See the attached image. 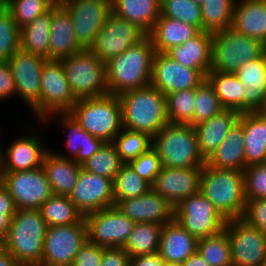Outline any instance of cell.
Here are the masks:
<instances>
[{
	"label": "cell",
	"instance_id": "6da1fadb",
	"mask_svg": "<svg viewBox=\"0 0 266 266\" xmlns=\"http://www.w3.org/2000/svg\"><path fill=\"white\" fill-rule=\"evenodd\" d=\"M155 48L147 35L106 64L109 94H120L150 85Z\"/></svg>",
	"mask_w": 266,
	"mask_h": 266
},
{
	"label": "cell",
	"instance_id": "7a4b0ae2",
	"mask_svg": "<svg viewBox=\"0 0 266 266\" xmlns=\"http://www.w3.org/2000/svg\"><path fill=\"white\" fill-rule=\"evenodd\" d=\"M123 128L154 137L169 123L166 95L152 85L119 95Z\"/></svg>",
	"mask_w": 266,
	"mask_h": 266
},
{
	"label": "cell",
	"instance_id": "3957f363",
	"mask_svg": "<svg viewBox=\"0 0 266 266\" xmlns=\"http://www.w3.org/2000/svg\"><path fill=\"white\" fill-rule=\"evenodd\" d=\"M47 229L39 209H18L1 245L21 266H41Z\"/></svg>",
	"mask_w": 266,
	"mask_h": 266
},
{
	"label": "cell",
	"instance_id": "277c9868",
	"mask_svg": "<svg viewBox=\"0 0 266 266\" xmlns=\"http://www.w3.org/2000/svg\"><path fill=\"white\" fill-rule=\"evenodd\" d=\"M199 192L227 219L241 218L246 204L244 173L210 167L202 168Z\"/></svg>",
	"mask_w": 266,
	"mask_h": 266
},
{
	"label": "cell",
	"instance_id": "5b68a950",
	"mask_svg": "<svg viewBox=\"0 0 266 266\" xmlns=\"http://www.w3.org/2000/svg\"><path fill=\"white\" fill-rule=\"evenodd\" d=\"M90 135L105 143L113 142L122 131V108L119 96L78 99L68 112Z\"/></svg>",
	"mask_w": 266,
	"mask_h": 266
},
{
	"label": "cell",
	"instance_id": "8992f818",
	"mask_svg": "<svg viewBox=\"0 0 266 266\" xmlns=\"http://www.w3.org/2000/svg\"><path fill=\"white\" fill-rule=\"evenodd\" d=\"M152 148L163 167H204L206 160L200 154L195 127L190 124L168 123L153 138Z\"/></svg>",
	"mask_w": 266,
	"mask_h": 266
},
{
	"label": "cell",
	"instance_id": "52a82bcc",
	"mask_svg": "<svg viewBox=\"0 0 266 266\" xmlns=\"http://www.w3.org/2000/svg\"><path fill=\"white\" fill-rule=\"evenodd\" d=\"M265 51L266 45L260 40L240 34L232 28L213 33L210 72L235 73Z\"/></svg>",
	"mask_w": 266,
	"mask_h": 266
},
{
	"label": "cell",
	"instance_id": "ba28073f",
	"mask_svg": "<svg viewBox=\"0 0 266 266\" xmlns=\"http://www.w3.org/2000/svg\"><path fill=\"white\" fill-rule=\"evenodd\" d=\"M73 95L77 99L109 94L106 64L90 49H82L61 59Z\"/></svg>",
	"mask_w": 266,
	"mask_h": 266
},
{
	"label": "cell",
	"instance_id": "9c48e42d",
	"mask_svg": "<svg viewBox=\"0 0 266 266\" xmlns=\"http://www.w3.org/2000/svg\"><path fill=\"white\" fill-rule=\"evenodd\" d=\"M174 219L197 240L219 234L227 219L199 191L174 207Z\"/></svg>",
	"mask_w": 266,
	"mask_h": 266
},
{
	"label": "cell",
	"instance_id": "30bf717a",
	"mask_svg": "<svg viewBox=\"0 0 266 266\" xmlns=\"http://www.w3.org/2000/svg\"><path fill=\"white\" fill-rule=\"evenodd\" d=\"M77 100L61 60H47L41 74L40 109L35 113L38 120L46 123L56 113H68Z\"/></svg>",
	"mask_w": 266,
	"mask_h": 266
},
{
	"label": "cell",
	"instance_id": "8fae6325",
	"mask_svg": "<svg viewBox=\"0 0 266 266\" xmlns=\"http://www.w3.org/2000/svg\"><path fill=\"white\" fill-rule=\"evenodd\" d=\"M2 185L18 209H39L53 194L43 167L16 172H3Z\"/></svg>",
	"mask_w": 266,
	"mask_h": 266
},
{
	"label": "cell",
	"instance_id": "7c38bea8",
	"mask_svg": "<svg viewBox=\"0 0 266 266\" xmlns=\"http://www.w3.org/2000/svg\"><path fill=\"white\" fill-rule=\"evenodd\" d=\"M224 230L231 246L233 266H266V235L243 219L227 220Z\"/></svg>",
	"mask_w": 266,
	"mask_h": 266
},
{
	"label": "cell",
	"instance_id": "4fadbf2b",
	"mask_svg": "<svg viewBox=\"0 0 266 266\" xmlns=\"http://www.w3.org/2000/svg\"><path fill=\"white\" fill-rule=\"evenodd\" d=\"M69 11L81 49H91L100 29L112 13L111 0H59Z\"/></svg>",
	"mask_w": 266,
	"mask_h": 266
},
{
	"label": "cell",
	"instance_id": "5bb4252c",
	"mask_svg": "<svg viewBox=\"0 0 266 266\" xmlns=\"http://www.w3.org/2000/svg\"><path fill=\"white\" fill-rule=\"evenodd\" d=\"M147 35L138 25L130 23L112 12L97 34L90 50L100 60L107 63Z\"/></svg>",
	"mask_w": 266,
	"mask_h": 266
},
{
	"label": "cell",
	"instance_id": "9a60e30c",
	"mask_svg": "<svg viewBox=\"0 0 266 266\" xmlns=\"http://www.w3.org/2000/svg\"><path fill=\"white\" fill-rule=\"evenodd\" d=\"M87 239L86 224L48 227L41 266H72L75 255Z\"/></svg>",
	"mask_w": 266,
	"mask_h": 266
},
{
	"label": "cell",
	"instance_id": "2e32d148",
	"mask_svg": "<svg viewBox=\"0 0 266 266\" xmlns=\"http://www.w3.org/2000/svg\"><path fill=\"white\" fill-rule=\"evenodd\" d=\"M84 219L88 240L103 248L124 247L135 225L115 205L90 213Z\"/></svg>",
	"mask_w": 266,
	"mask_h": 266
},
{
	"label": "cell",
	"instance_id": "e0dca14e",
	"mask_svg": "<svg viewBox=\"0 0 266 266\" xmlns=\"http://www.w3.org/2000/svg\"><path fill=\"white\" fill-rule=\"evenodd\" d=\"M48 59L21 48L8 60L16 94L34 114L40 109L41 74Z\"/></svg>",
	"mask_w": 266,
	"mask_h": 266
},
{
	"label": "cell",
	"instance_id": "ac0fdd59",
	"mask_svg": "<svg viewBox=\"0 0 266 266\" xmlns=\"http://www.w3.org/2000/svg\"><path fill=\"white\" fill-rule=\"evenodd\" d=\"M206 77L197 69L186 68L166 52H155L150 85L164 95L196 88Z\"/></svg>",
	"mask_w": 266,
	"mask_h": 266
},
{
	"label": "cell",
	"instance_id": "d6986e66",
	"mask_svg": "<svg viewBox=\"0 0 266 266\" xmlns=\"http://www.w3.org/2000/svg\"><path fill=\"white\" fill-rule=\"evenodd\" d=\"M85 217L114 206L113 180L89 173L81 168L77 182L68 196Z\"/></svg>",
	"mask_w": 266,
	"mask_h": 266
},
{
	"label": "cell",
	"instance_id": "ffe728a7",
	"mask_svg": "<svg viewBox=\"0 0 266 266\" xmlns=\"http://www.w3.org/2000/svg\"><path fill=\"white\" fill-rule=\"evenodd\" d=\"M115 206L135 223L163 226L174 219V205L153 189L139 197L119 200Z\"/></svg>",
	"mask_w": 266,
	"mask_h": 266
},
{
	"label": "cell",
	"instance_id": "44dd1931",
	"mask_svg": "<svg viewBox=\"0 0 266 266\" xmlns=\"http://www.w3.org/2000/svg\"><path fill=\"white\" fill-rule=\"evenodd\" d=\"M202 168L162 167L152 189L175 207L181 200L199 191Z\"/></svg>",
	"mask_w": 266,
	"mask_h": 266
},
{
	"label": "cell",
	"instance_id": "7402d4cb",
	"mask_svg": "<svg viewBox=\"0 0 266 266\" xmlns=\"http://www.w3.org/2000/svg\"><path fill=\"white\" fill-rule=\"evenodd\" d=\"M82 50L75 37L69 11L57 2L52 6L50 27L49 60H61Z\"/></svg>",
	"mask_w": 266,
	"mask_h": 266
},
{
	"label": "cell",
	"instance_id": "603a6c76",
	"mask_svg": "<svg viewBox=\"0 0 266 266\" xmlns=\"http://www.w3.org/2000/svg\"><path fill=\"white\" fill-rule=\"evenodd\" d=\"M7 150H2L3 172L26 171L40 168L48 152L40 144L36 136L22 137L9 144Z\"/></svg>",
	"mask_w": 266,
	"mask_h": 266
},
{
	"label": "cell",
	"instance_id": "cb8c5ba5",
	"mask_svg": "<svg viewBox=\"0 0 266 266\" xmlns=\"http://www.w3.org/2000/svg\"><path fill=\"white\" fill-rule=\"evenodd\" d=\"M197 241L179 222L173 219L162 226L158 253L167 263L182 264L197 251Z\"/></svg>",
	"mask_w": 266,
	"mask_h": 266
},
{
	"label": "cell",
	"instance_id": "d4e9b609",
	"mask_svg": "<svg viewBox=\"0 0 266 266\" xmlns=\"http://www.w3.org/2000/svg\"><path fill=\"white\" fill-rule=\"evenodd\" d=\"M240 113L224 109L209 120L195 125L200 154L207 160L224 141L229 130L239 120Z\"/></svg>",
	"mask_w": 266,
	"mask_h": 266
},
{
	"label": "cell",
	"instance_id": "484cf974",
	"mask_svg": "<svg viewBox=\"0 0 266 266\" xmlns=\"http://www.w3.org/2000/svg\"><path fill=\"white\" fill-rule=\"evenodd\" d=\"M231 28L266 45V0H236Z\"/></svg>",
	"mask_w": 266,
	"mask_h": 266
},
{
	"label": "cell",
	"instance_id": "4316f807",
	"mask_svg": "<svg viewBox=\"0 0 266 266\" xmlns=\"http://www.w3.org/2000/svg\"><path fill=\"white\" fill-rule=\"evenodd\" d=\"M186 68L199 70L205 77L210 72L212 55V34L200 31L195 37L166 52Z\"/></svg>",
	"mask_w": 266,
	"mask_h": 266
},
{
	"label": "cell",
	"instance_id": "83f0119b",
	"mask_svg": "<svg viewBox=\"0 0 266 266\" xmlns=\"http://www.w3.org/2000/svg\"><path fill=\"white\" fill-rule=\"evenodd\" d=\"M63 155L48 150L42 167L46 172L52 193L69 196L77 182L82 165L77 164L70 156Z\"/></svg>",
	"mask_w": 266,
	"mask_h": 266
},
{
	"label": "cell",
	"instance_id": "f1b7e54d",
	"mask_svg": "<svg viewBox=\"0 0 266 266\" xmlns=\"http://www.w3.org/2000/svg\"><path fill=\"white\" fill-rule=\"evenodd\" d=\"M235 74L246 87L245 113L258 112L266 95V51L242 65Z\"/></svg>",
	"mask_w": 266,
	"mask_h": 266
},
{
	"label": "cell",
	"instance_id": "f546056e",
	"mask_svg": "<svg viewBox=\"0 0 266 266\" xmlns=\"http://www.w3.org/2000/svg\"><path fill=\"white\" fill-rule=\"evenodd\" d=\"M243 123L238 120L229 130L224 141L206 160L210 167L226 170H245Z\"/></svg>",
	"mask_w": 266,
	"mask_h": 266
},
{
	"label": "cell",
	"instance_id": "4dcf8cb0",
	"mask_svg": "<svg viewBox=\"0 0 266 266\" xmlns=\"http://www.w3.org/2000/svg\"><path fill=\"white\" fill-rule=\"evenodd\" d=\"M243 123L245 168L266 163V117L258 112L241 113Z\"/></svg>",
	"mask_w": 266,
	"mask_h": 266
},
{
	"label": "cell",
	"instance_id": "1f68e13d",
	"mask_svg": "<svg viewBox=\"0 0 266 266\" xmlns=\"http://www.w3.org/2000/svg\"><path fill=\"white\" fill-rule=\"evenodd\" d=\"M199 32L196 26L161 14L148 36L156 52H167L172 47L182 45L188 39L195 37Z\"/></svg>",
	"mask_w": 266,
	"mask_h": 266
},
{
	"label": "cell",
	"instance_id": "d6a6232c",
	"mask_svg": "<svg viewBox=\"0 0 266 266\" xmlns=\"http://www.w3.org/2000/svg\"><path fill=\"white\" fill-rule=\"evenodd\" d=\"M55 115L62 117L60 123L69 132L66 147L69 149L68 154L72 156L71 159L77 164L85 163L105 143L87 133L69 113H56Z\"/></svg>",
	"mask_w": 266,
	"mask_h": 266
},
{
	"label": "cell",
	"instance_id": "836d02e7",
	"mask_svg": "<svg viewBox=\"0 0 266 266\" xmlns=\"http://www.w3.org/2000/svg\"><path fill=\"white\" fill-rule=\"evenodd\" d=\"M112 12L147 34L161 15V0H111Z\"/></svg>",
	"mask_w": 266,
	"mask_h": 266
},
{
	"label": "cell",
	"instance_id": "e575fe53",
	"mask_svg": "<svg viewBox=\"0 0 266 266\" xmlns=\"http://www.w3.org/2000/svg\"><path fill=\"white\" fill-rule=\"evenodd\" d=\"M206 79L214 88L224 109L245 113V86L235 73L209 72Z\"/></svg>",
	"mask_w": 266,
	"mask_h": 266
},
{
	"label": "cell",
	"instance_id": "d590c367",
	"mask_svg": "<svg viewBox=\"0 0 266 266\" xmlns=\"http://www.w3.org/2000/svg\"><path fill=\"white\" fill-rule=\"evenodd\" d=\"M52 7L45 14L38 16L31 23L21 28L20 48L49 60L50 27Z\"/></svg>",
	"mask_w": 266,
	"mask_h": 266
},
{
	"label": "cell",
	"instance_id": "8d00e7d4",
	"mask_svg": "<svg viewBox=\"0 0 266 266\" xmlns=\"http://www.w3.org/2000/svg\"><path fill=\"white\" fill-rule=\"evenodd\" d=\"M39 210L48 227L86 224L84 216L65 195L52 194Z\"/></svg>",
	"mask_w": 266,
	"mask_h": 266
},
{
	"label": "cell",
	"instance_id": "74e56055",
	"mask_svg": "<svg viewBox=\"0 0 266 266\" xmlns=\"http://www.w3.org/2000/svg\"><path fill=\"white\" fill-rule=\"evenodd\" d=\"M161 229L155 223H135L123 248L130 257L158 252Z\"/></svg>",
	"mask_w": 266,
	"mask_h": 266
},
{
	"label": "cell",
	"instance_id": "f35d334b",
	"mask_svg": "<svg viewBox=\"0 0 266 266\" xmlns=\"http://www.w3.org/2000/svg\"><path fill=\"white\" fill-rule=\"evenodd\" d=\"M236 0H204L201 5L202 31L217 33L231 28Z\"/></svg>",
	"mask_w": 266,
	"mask_h": 266
},
{
	"label": "cell",
	"instance_id": "ab89813d",
	"mask_svg": "<svg viewBox=\"0 0 266 266\" xmlns=\"http://www.w3.org/2000/svg\"><path fill=\"white\" fill-rule=\"evenodd\" d=\"M197 251L210 266H233L231 246L225 230L199 239Z\"/></svg>",
	"mask_w": 266,
	"mask_h": 266
},
{
	"label": "cell",
	"instance_id": "60d3db41",
	"mask_svg": "<svg viewBox=\"0 0 266 266\" xmlns=\"http://www.w3.org/2000/svg\"><path fill=\"white\" fill-rule=\"evenodd\" d=\"M123 164L115 145L111 142L104 143L90 159L82 164V169L113 180Z\"/></svg>",
	"mask_w": 266,
	"mask_h": 266
},
{
	"label": "cell",
	"instance_id": "b9f144b4",
	"mask_svg": "<svg viewBox=\"0 0 266 266\" xmlns=\"http://www.w3.org/2000/svg\"><path fill=\"white\" fill-rule=\"evenodd\" d=\"M150 189L152 186L140 177L129 164H123L113 179L114 204L119 200L142 196Z\"/></svg>",
	"mask_w": 266,
	"mask_h": 266
},
{
	"label": "cell",
	"instance_id": "7bdbcfd3",
	"mask_svg": "<svg viewBox=\"0 0 266 266\" xmlns=\"http://www.w3.org/2000/svg\"><path fill=\"white\" fill-rule=\"evenodd\" d=\"M196 88H189L166 95L169 123L194 126Z\"/></svg>",
	"mask_w": 266,
	"mask_h": 266
},
{
	"label": "cell",
	"instance_id": "ee69618b",
	"mask_svg": "<svg viewBox=\"0 0 266 266\" xmlns=\"http://www.w3.org/2000/svg\"><path fill=\"white\" fill-rule=\"evenodd\" d=\"M112 143L115 145L121 161L128 164L152 147V137L142 132L123 128Z\"/></svg>",
	"mask_w": 266,
	"mask_h": 266
},
{
	"label": "cell",
	"instance_id": "f6af8a7d",
	"mask_svg": "<svg viewBox=\"0 0 266 266\" xmlns=\"http://www.w3.org/2000/svg\"><path fill=\"white\" fill-rule=\"evenodd\" d=\"M21 28L10 11L0 6V61H8L20 48Z\"/></svg>",
	"mask_w": 266,
	"mask_h": 266
},
{
	"label": "cell",
	"instance_id": "bcb514c9",
	"mask_svg": "<svg viewBox=\"0 0 266 266\" xmlns=\"http://www.w3.org/2000/svg\"><path fill=\"white\" fill-rule=\"evenodd\" d=\"M59 0H9L4 6L13 20L22 28L35 18L48 12Z\"/></svg>",
	"mask_w": 266,
	"mask_h": 266
},
{
	"label": "cell",
	"instance_id": "7dc6e473",
	"mask_svg": "<svg viewBox=\"0 0 266 266\" xmlns=\"http://www.w3.org/2000/svg\"><path fill=\"white\" fill-rule=\"evenodd\" d=\"M224 110L219 98L215 94L214 88L207 79L196 87L194 106V126L209 120L216 114Z\"/></svg>",
	"mask_w": 266,
	"mask_h": 266
},
{
	"label": "cell",
	"instance_id": "c3c4849f",
	"mask_svg": "<svg viewBox=\"0 0 266 266\" xmlns=\"http://www.w3.org/2000/svg\"><path fill=\"white\" fill-rule=\"evenodd\" d=\"M161 14L196 26L202 31L201 6L193 0H161Z\"/></svg>",
	"mask_w": 266,
	"mask_h": 266
},
{
	"label": "cell",
	"instance_id": "681fc988",
	"mask_svg": "<svg viewBox=\"0 0 266 266\" xmlns=\"http://www.w3.org/2000/svg\"><path fill=\"white\" fill-rule=\"evenodd\" d=\"M243 173L246 200L266 198V163L247 166Z\"/></svg>",
	"mask_w": 266,
	"mask_h": 266
},
{
	"label": "cell",
	"instance_id": "f907efd6",
	"mask_svg": "<svg viewBox=\"0 0 266 266\" xmlns=\"http://www.w3.org/2000/svg\"><path fill=\"white\" fill-rule=\"evenodd\" d=\"M131 168L151 186L162 169V162L157 152L151 147L147 152L128 163Z\"/></svg>",
	"mask_w": 266,
	"mask_h": 266
},
{
	"label": "cell",
	"instance_id": "816d5d0a",
	"mask_svg": "<svg viewBox=\"0 0 266 266\" xmlns=\"http://www.w3.org/2000/svg\"><path fill=\"white\" fill-rule=\"evenodd\" d=\"M241 219L266 235V198L246 200Z\"/></svg>",
	"mask_w": 266,
	"mask_h": 266
},
{
	"label": "cell",
	"instance_id": "f5cc1de1",
	"mask_svg": "<svg viewBox=\"0 0 266 266\" xmlns=\"http://www.w3.org/2000/svg\"><path fill=\"white\" fill-rule=\"evenodd\" d=\"M103 247H99L88 239L75 255L72 266H100Z\"/></svg>",
	"mask_w": 266,
	"mask_h": 266
},
{
	"label": "cell",
	"instance_id": "db71d44e",
	"mask_svg": "<svg viewBox=\"0 0 266 266\" xmlns=\"http://www.w3.org/2000/svg\"><path fill=\"white\" fill-rule=\"evenodd\" d=\"M129 259L123 247L103 248L100 266H129Z\"/></svg>",
	"mask_w": 266,
	"mask_h": 266
},
{
	"label": "cell",
	"instance_id": "11a10c76",
	"mask_svg": "<svg viewBox=\"0 0 266 266\" xmlns=\"http://www.w3.org/2000/svg\"><path fill=\"white\" fill-rule=\"evenodd\" d=\"M16 94L14 79L8 61H0V100Z\"/></svg>",
	"mask_w": 266,
	"mask_h": 266
},
{
	"label": "cell",
	"instance_id": "9f6ffc18",
	"mask_svg": "<svg viewBox=\"0 0 266 266\" xmlns=\"http://www.w3.org/2000/svg\"><path fill=\"white\" fill-rule=\"evenodd\" d=\"M164 263V259L158 252L130 257L129 259V266H163Z\"/></svg>",
	"mask_w": 266,
	"mask_h": 266
},
{
	"label": "cell",
	"instance_id": "6f0895ef",
	"mask_svg": "<svg viewBox=\"0 0 266 266\" xmlns=\"http://www.w3.org/2000/svg\"><path fill=\"white\" fill-rule=\"evenodd\" d=\"M17 211L14 200L7 189L0 183V213L12 218Z\"/></svg>",
	"mask_w": 266,
	"mask_h": 266
},
{
	"label": "cell",
	"instance_id": "680465c9",
	"mask_svg": "<svg viewBox=\"0 0 266 266\" xmlns=\"http://www.w3.org/2000/svg\"><path fill=\"white\" fill-rule=\"evenodd\" d=\"M0 266H21L1 244H0Z\"/></svg>",
	"mask_w": 266,
	"mask_h": 266
},
{
	"label": "cell",
	"instance_id": "91938a15",
	"mask_svg": "<svg viewBox=\"0 0 266 266\" xmlns=\"http://www.w3.org/2000/svg\"><path fill=\"white\" fill-rule=\"evenodd\" d=\"M181 266H210L198 251L188 257Z\"/></svg>",
	"mask_w": 266,
	"mask_h": 266
},
{
	"label": "cell",
	"instance_id": "94428289",
	"mask_svg": "<svg viewBox=\"0 0 266 266\" xmlns=\"http://www.w3.org/2000/svg\"><path fill=\"white\" fill-rule=\"evenodd\" d=\"M11 218L4 213H0V243L7 237Z\"/></svg>",
	"mask_w": 266,
	"mask_h": 266
},
{
	"label": "cell",
	"instance_id": "6125c7cd",
	"mask_svg": "<svg viewBox=\"0 0 266 266\" xmlns=\"http://www.w3.org/2000/svg\"><path fill=\"white\" fill-rule=\"evenodd\" d=\"M258 113L266 117V95L264 96V100L262 102L260 109L258 110Z\"/></svg>",
	"mask_w": 266,
	"mask_h": 266
},
{
	"label": "cell",
	"instance_id": "be15d7a7",
	"mask_svg": "<svg viewBox=\"0 0 266 266\" xmlns=\"http://www.w3.org/2000/svg\"><path fill=\"white\" fill-rule=\"evenodd\" d=\"M2 147H0V183L2 180L3 168H2Z\"/></svg>",
	"mask_w": 266,
	"mask_h": 266
},
{
	"label": "cell",
	"instance_id": "e7e4bbea",
	"mask_svg": "<svg viewBox=\"0 0 266 266\" xmlns=\"http://www.w3.org/2000/svg\"><path fill=\"white\" fill-rule=\"evenodd\" d=\"M163 266H181V264L167 263L165 262Z\"/></svg>",
	"mask_w": 266,
	"mask_h": 266
},
{
	"label": "cell",
	"instance_id": "03108f58",
	"mask_svg": "<svg viewBox=\"0 0 266 266\" xmlns=\"http://www.w3.org/2000/svg\"><path fill=\"white\" fill-rule=\"evenodd\" d=\"M196 4L202 5L204 3V0H193Z\"/></svg>",
	"mask_w": 266,
	"mask_h": 266
},
{
	"label": "cell",
	"instance_id": "003e7915",
	"mask_svg": "<svg viewBox=\"0 0 266 266\" xmlns=\"http://www.w3.org/2000/svg\"><path fill=\"white\" fill-rule=\"evenodd\" d=\"M9 0H0V6L5 5Z\"/></svg>",
	"mask_w": 266,
	"mask_h": 266
}]
</instances>
